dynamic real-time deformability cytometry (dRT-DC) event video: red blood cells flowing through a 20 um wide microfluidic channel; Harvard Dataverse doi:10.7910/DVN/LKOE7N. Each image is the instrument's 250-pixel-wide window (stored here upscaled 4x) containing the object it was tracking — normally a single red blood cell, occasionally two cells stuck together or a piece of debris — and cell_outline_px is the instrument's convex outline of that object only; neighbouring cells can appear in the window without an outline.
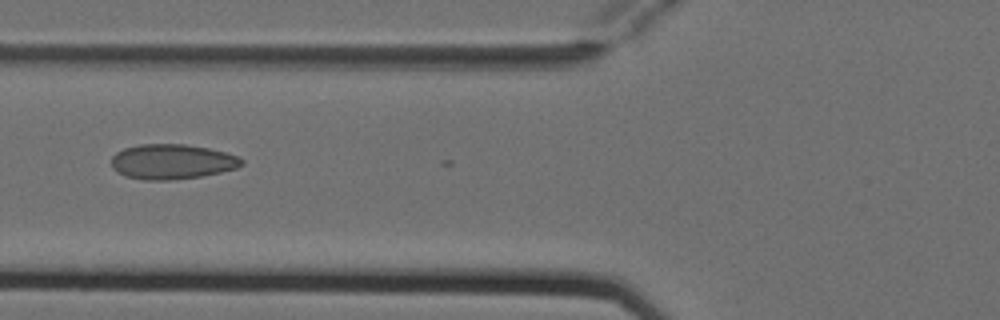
{"species": "Egyptian fruit bat (a non-hibernating species)", "species_latin": "Rousettus aegyptiacus", "temperature_condition": "cold", "stored_images_in_passage": 5, "camera_frame_rate_fps": 3000, "um_per_image_px": 0.085, "animal": {"sex": "female"}, "frame": {"image": 1, "passage_image": 4, "time_ms": 1.0, "image_size_px": [1000, 320], "cell_outline_px": [[244, 164], [236, 168], [220, 172], [200, 176], [172, 180], [144, 180], [124, 176], [116, 172], [112, 168], [112, 156], [116, 152], [124, 148], [140, 144], [184, 144], [208, 148], [224, 152], [236, 156], [244, 160]], "centroid_in_image_um": [14.59, 13.74], "position_along_channel_um": 111.2, "area_um2": 26.59}}